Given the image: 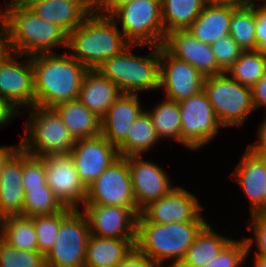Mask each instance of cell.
<instances>
[{"label": "cell", "instance_id": "obj_1", "mask_svg": "<svg viewBox=\"0 0 266 267\" xmlns=\"http://www.w3.org/2000/svg\"><path fill=\"white\" fill-rule=\"evenodd\" d=\"M5 1V6H0V20L9 51L27 56L54 53L56 47L68 51V33L64 29L38 17L23 1Z\"/></svg>", "mask_w": 266, "mask_h": 267}, {"label": "cell", "instance_id": "obj_2", "mask_svg": "<svg viewBox=\"0 0 266 267\" xmlns=\"http://www.w3.org/2000/svg\"><path fill=\"white\" fill-rule=\"evenodd\" d=\"M34 72L35 105L54 107L78 99L85 74L89 69L64 53L31 56Z\"/></svg>", "mask_w": 266, "mask_h": 267}, {"label": "cell", "instance_id": "obj_3", "mask_svg": "<svg viewBox=\"0 0 266 267\" xmlns=\"http://www.w3.org/2000/svg\"><path fill=\"white\" fill-rule=\"evenodd\" d=\"M207 221L158 224L139 214L135 248L157 267H177Z\"/></svg>", "mask_w": 266, "mask_h": 267}, {"label": "cell", "instance_id": "obj_4", "mask_svg": "<svg viewBox=\"0 0 266 267\" xmlns=\"http://www.w3.org/2000/svg\"><path fill=\"white\" fill-rule=\"evenodd\" d=\"M118 25L109 15L93 11L68 34V53L89 70L97 69L130 45Z\"/></svg>", "mask_w": 266, "mask_h": 267}, {"label": "cell", "instance_id": "obj_5", "mask_svg": "<svg viewBox=\"0 0 266 267\" xmlns=\"http://www.w3.org/2000/svg\"><path fill=\"white\" fill-rule=\"evenodd\" d=\"M138 47L144 48L146 45L130 44L118 55L105 60L96 70L114 83L122 93L138 94L153 90L159 92L160 46L147 45L146 48L152 51L144 57L134 53L138 52Z\"/></svg>", "mask_w": 266, "mask_h": 267}, {"label": "cell", "instance_id": "obj_6", "mask_svg": "<svg viewBox=\"0 0 266 267\" xmlns=\"http://www.w3.org/2000/svg\"><path fill=\"white\" fill-rule=\"evenodd\" d=\"M19 116L26 120L20 147L29 155L44 157L73 150L76 140L53 107L34 105Z\"/></svg>", "mask_w": 266, "mask_h": 267}, {"label": "cell", "instance_id": "obj_7", "mask_svg": "<svg viewBox=\"0 0 266 267\" xmlns=\"http://www.w3.org/2000/svg\"><path fill=\"white\" fill-rule=\"evenodd\" d=\"M130 44L162 46L166 37L161 0H131L109 15Z\"/></svg>", "mask_w": 266, "mask_h": 267}, {"label": "cell", "instance_id": "obj_8", "mask_svg": "<svg viewBox=\"0 0 266 267\" xmlns=\"http://www.w3.org/2000/svg\"><path fill=\"white\" fill-rule=\"evenodd\" d=\"M203 91L223 128L244 126L255 111L250 87L231 79L225 72L205 77Z\"/></svg>", "mask_w": 266, "mask_h": 267}, {"label": "cell", "instance_id": "obj_9", "mask_svg": "<svg viewBox=\"0 0 266 267\" xmlns=\"http://www.w3.org/2000/svg\"><path fill=\"white\" fill-rule=\"evenodd\" d=\"M181 117V145L199 151L223 128L206 94L201 92L178 102Z\"/></svg>", "mask_w": 266, "mask_h": 267}, {"label": "cell", "instance_id": "obj_10", "mask_svg": "<svg viewBox=\"0 0 266 267\" xmlns=\"http://www.w3.org/2000/svg\"><path fill=\"white\" fill-rule=\"evenodd\" d=\"M90 235L86 215L74 209L61 222L54 246L45 255L46 267H84Z\"/></svg>", "mask_w": 266, "mask_h": 267}, {"label": "cell", "instance_id": "obj_11", "mask_svg": "<svg viewBox=\"0 0 266 267\" xmlns=\"http://www.w3.org/2000/svg\"><path fill=\"white\" fill-rule=\"evenodd\" d=\"M0 97L18 114L35 105L31 56L11 51L3 56L0 60Z\"/></svg>", "mask_w": 266, "mask_h": 267}, {"label": "cell", "instance_id": "obj_12", "mask_svg": "<svg viewBox=\"0 0 266 267\" xmlns=\"http://www.w3.org/2000/svg\"><path fill=\"white\" fill-rule=\"evenodd\" d=\"M85 204L120 206L132 209L137 215L128 157H119L87 187Z\"/></svg>", "mask_w": 266, "mask_h": 267}, {"label": "cell", "instance_id": "obj_13", "mask_svg": "<svg viewBox=\"0 0 266 267\" xmlns=\"http://www.w3.org/2000/svg\"><path fill=\"white\" fill-rule=\"evenodd\" d=\"M42 158L48 187L65 207L82 208L86 201L87 188L79 179L70 153L50 154Z\"/></svg>", "mask_w": 266, "mask_h": 267}, {"label": "cell", "instance_id": "obj_14", "mask_svg": "<svg viewBox=\"0 0 266 267\" xmlns=\"http://www.w3.org/2000/svg\"><path fill=\"white\" fill-rule=\"evenodd\" d=\"M202 205L195 194L177 185L165 196L149 203L140 214L148 222L158 224L206 220L202 212L205 207Z\"/></svg>", "mask_w": 266, "mask_h": 267}, {"label": "cell", "instance_id": "obj_15", "mask_svg": "<svg viewBox=\"0 0 266 267\" xmlns=\"http://www.w3.org/2000/svg\"><path fill=\"white\" fill-rule=\"evenodd\" d=\"M205 77L160 46V85L166 99L180 102L203 90Z\"/></svg>", "mask_w": 266, "mask_h": 267}, {"label": "cell", "instance_id": "obj_16", "mask_svg": "<svg viewBox=\"0 0 266 267\" xmlns=\"http://www.w3.org/2000/svg\"><path fill=\"white\" fill-rule=\"evenodd\" d=\"M143 158V156L128 157L133 195L139 211L175 187L172 178L161 165Z\"/></svg>", "mask_w": 266, "mask_h": 267}, {"label": "cell", "instance_id": "obj_17", "mask_svg": "<svg viewBox=\"0 0 266 267\" xmlns=\"http://www.w3.org/2000/svg\"><path fill=\"white\" fill-rule=\"evenodd\" d=\"M90 234L101 238L136 239L138 215L130 208L84 204Z\"/></svg>", "mask_w": 266, "mask_h": 267}, {"label": "cell", "instance_id": "obj_18", "mask_svg": "<svg viewBox=\"0 0 266 267\" xmlns=\"http://www.w3.org/2000/svg\"><path fill=\"white\" fill-rule=\"evenodd\" d=\"M70 155L86 188L120 157L117 148L102 135L76 140Z\"/></svg>", "mask_w": 266, "mask_h": 267}, {"label": "cell", "instance_id": "obj_19", "mask_svg": "<svg viewBox=\"0 0 266 267\" xmlns=\"http://www.w3.org/2000/svg\"><path fill=\"white\" fill-rule=\"evenodd\" d=\"M162 46L172 56L195 67L204 77L224 73L216 62L211 45L197 40L188 29L169 32Z\"/></svg>", "mask_w": 266, "mask_h": 267}, {"label": "cell", "instance_id": "obj_20", "mask_svg": "<svg viewBox=\"0 0 266 267\" xmlns=\"http://www.w3.org/2000/svg\"><path fill=\"white\" fill-rule=\"evenodd\" d=\"M38 17L60 26L68 34L93 12L87 0H22Z\"/></svg>", "mask_w": 266, "mask_h": 267}, {"label": "cell", "instance_id": "obj_21", "mask_svg": "<svg viewBox=\"0 0 266 267\" xmlns=\"http://www.w3.org/2000/svg\"><path fill=\"white\" fill-rule=\"evenodd\" d=\"M139 96L121 93L101 118V135L116 148L125 140L130 126L145 110Z\"/></svg>", "mask_w": 266, "mask_h": 267}, {"label": "cell", "instance_id": "obj_22", "mask_svg": "<svg viewBox=\"0 0 266 267\" xmlns=\"http://www.w3.org/2000/svg\"><path fill=\"white\" fill-rule=\"evenodd\" d=\"M230 174L250 202V214L261 204L266 189V160L247 146L240 161Z\"/></svg>", "mask_w": 266, "mask_h": 267}, {"label": "cell", "instance_id": "obj_23", "mask_svg": "<svg viewBox=\"0 0 266 267\" xmlns=\"http://www.w3.org/2000/svg\"><path fill=\"white\" fill-rule=\"evenodd\" d=\"M25 191L22 182V148L19 147L4 163L0 174V213L22 216Z\"/></svg>", "mask_w": 266, "mask_h": 267}, {"label": "cell", "instance_id": "obj_24", "mask_svg": "<svg viewBox=\"0 0 266 267\" xmlns=\"http://www.w3.org/2000/svg\"><path fill=\"white\" fill-rule=\"evenodd\" d=\"M122 92L96 69L89 70L80 88L79 101L102 118Z\"/></svg>", "mask_w": 266, "mask_h": 267}, {"label": "cell", "instance_id": "obj_25", "mask_svg": "<svg viewBox=\"0 0 266 267\" xmlns=\"http://www.w3.org/2000/svg\"><path fill=\"white\" fill-rule=\"evenodd\" d=\"M53 108L75 140L101 135V118L90 111L79 99L59 103Z\"/></svg>", "mask_w": 266, "mask_h": 267}, {"label": "cell", "instance_id": "obj_26", "mask_svg": "<svg viewBox=\"0 0 266 267\" xmlns=\"http://www.w3.org/2000/svg\"><path fill=\"white\" fill-rule=\"evenodd\" d=\"M136 239L101 238L90 235L84 267H116L135 247Z\"/></svg>", "mask_w": 266, "mask_h": 267}, {"label": "cell", "instance_id": "obj_27", "mask_svg": "<svg viewBox=\"0 0 266 267\" xmlns=\"http://www.w3.org/2000/svg\"><path fill=\"white\" fill-rule=\"evenodd\" d=\"M232 7L206 4L188 31L200 42L212 45L230 33Z\"/></svg>", "mask_w": 266, "mask_h": 267}, {"label": "cell", "instance_id": "obj_28", "mask_svg": "<svg viewBox=\"0 0 266 267\" xmlns=\"http://www.w3.org/2000/svg\"><path fill=\"white\" fill-rule=\"evenodd\" d=\"M209 223L208 221L198 233L177 267H205L233 239L232 236L221 235L218 231H214L215 228Z\"/></svg>", "mask_w": 266, "mask_h": 267}, {"label": "cell", "instance_id": "obj_29", "mask_svg": "<svg viewBox=\"0 0 266 267\" xmlns=\"http://www.w3.org/2000/svg\"><path fill=\"white\" fill-rule=\"evenodd\" d=\"M157 142L161 143V140L153 127L150 114L145 109L130 126L125 140L117 147V151L121 157L143 156L146 152L149 153Z\"/></svg>", "mask_w": 266, "mask_h": 267}, {"label": "cell", "instance_id": "obj_30", "mask_svg": "<svg viewBox=\"0 0 266 267\" xmlns=\"http://www.w3.org/2000/svg\"><path fill=\"white\" fill-rule=\"evenodd\" d=\"M205 5V0H161L165 34L173 30L188 29Z\"/></svg>", "mask_w": 266, "mask_h": 267}, {"label": "cell", "instance_id": "obj_31", "mask_svg": "<svg viewBox=\"0 0 266 267\" xmlns=\"http://www.w3.org/2000/svg\"><path fill=\"white\" fill-rule=\"evenodd\" d=\"M153 106L149 110L147 108V111L160 140L164 138L181 145V117L178 102L164 98Z\"/></svg>", "mask_w": 266, "mask_h": 267}, {"label": "cell", "instance_id": "obj_32", "mask_svg": "<svg viewBox=\"0 0 266 267\" xmlns=\"http://www.w3.org/2000/svg\"><path fill=\"white\" fill-rule=\"evenodd\" d=\"M225 73L231 79L251 88L266 73V52L244 51Z\"/></svg>", "mask_w": 266, "mask_h": 267}, {"label": "cell", "instance_id": "obj_33", "mask_svg": "<svg viewBox=\"0 0 266 267\" xmlns=\"http://www.w3.org/2000/svg\"><path fill=\"white\" fill-rule=\"evenodd\" d=\"M3 241L24 251H38L37 234L31 217L7 216L3 225Z\"/></svg>", "mask_w": 266, "mask_h": 267}, {"label": "cell", "instance_id": "obj_34", "mask_svg": "<svg viewBox=\"0 0 266 267\" xmlns=\"http://www.w3.org/2000/svg\"><path fill=\"white\" fill-rule=\"evenodd\" d=\"M255 28L254 2L244 7L232 8L229 34L244 51L257 50Z\"/></svg>", "mask_w": 266, "mask_h": 267}, {"label": "cell", "instance_id": "obj_35", "mask_svg": "<svg viewBox=\"0 0 266 267\" xmlns=\"http://www.w3.org/2000/svg\"><path fill=\"white\" fill-rule=\"evenodd\" d=\"M65 208L48 185H45L41 188H29L25 192L22 216L51 215Z\"/></svg>", "mask_w": 266, "mask_h": 267}, {"label": "cell", "instance_id": "obj_36", "mask_svg": "<svg viewBox=\"0 0 266 267\" xmlns=\"http://www.w3.org/2000/svg\"><path fill=\"white\" fill-rule=\"evenodd\" d=\"M74 209L65 208L63 211L51 215H38L31 217L34 222L38 251L46 255L54 246V242L58 236L61 222L73 211Z\"/></svg>", "mask_w": 266, "mask_h": 267}, {"label": "cell", "instance_id": "obj_37", "mask_svg": "<svg viewBox=\"0 0 266 267\" xmlns=\"http://www.w3.org/2000/svg\"><path fill=\"white\" fill-rule=\"evenodd\" d=\"M0 267H46L45 255L24 251L0 241Z\"/></svg>", "mask_w": 266, "mask_h": 267}, {"label": "cell", "instance_id": "obj_38", "mask_svg": "<svg viewBox=\"0 0 266 267\" xmlns=\"http://www.w3.org/2000/svg\"><path fill=\"white\" fill-rule=\"evenodd\" d=\"M22 182L24 191L47 185L46 168L42 157L29 155L22 149Z\"/></svg>", "mask_w": 266, "mask_h": 267}, {"label": "cell", "instance_id": "obj_39", "mask_svg": "<svg viewBox=\"0 0 266 267\" xmlns=\"http://www.w3.org/2000/svg\"><path fill=\"white\" fill-rule=\"evenodd\" d=\"M243 238L232 239L205 267H242L246 266L245 257L248 251L247 244Z\"/></svg>", "mask_w": 266, "mask_h": 267}, {"label": "cell", "instance_id": "obj_40", "mask_svg": "<svg viewBox=\"0 0 266 267\" xmlns=\"http://www.w3.org/2000/svg\"><path fill=\"white\" fill-rule=\"evenodd\" d=\"M249 220L246 221L247 227L246 229L253 236L244 237L247 249L253 256H257L263 259H266V216L263 215H250ZM256 246V248H255ZM254 247V251L252 250ZM252 251L254 252L252 254Z\"/></svg>", "mask_w": 266, "mask_h": 267}, {"label": "cell", "instance_id": "obj_41", "mask_svg": "<svg viewBox=\"0 0 266 267\" xmlns=\"http://www.w3.org/2000/svg\"><path fill=\"white\" fill-rule=\"evenodd\" d=\"M211 49L219 68L223 72H226L244 52L230 34L214 42Z\"/></svg>", "mask_w": 266, "mask_h": 267}, {"label": "cell", "instance_id": "obj_42", "mask_svg": "<svg viewBox=\"0 0 266 267\" xmlns=\"http://www.w3.org/2000/svg\"><path fill=\"white\" fill-rule=\"evenodd\" d=\"M254 13L257 50L266 52V6L262 2H254Z\"/></svg>", "mask_w": 266, "mask_h": 267}, {"label": "cell", "instance_id": "obj_43", "mask_svg": "<svg viewBox=\"0 0 266 267\" xmlns=\"http://www.w3.org/2000/svg\"><path fill=\"white\" fill-rule=\"evenodd\" d=\"M116 267H157L147 256L135 247Z\"/></svg>", "mask_w": 266, "mask_h": 267}, {"label": "cell", "instance_id": "obj_44", "mask_svg": "<svg viewBox=\"0 0 266 267\" xmlns=\"http://www.w3.org/2000/svg\"><path fill=\"white\" fill-rule=\"evenodd\" d=\"M252 101L255 110L258 108H266V73L265 75L251 88Z\"/></svg>", "mask_w": 266, "mask_h": 267}, {"label": "cell", "instance_id": "obj_45", "mask_svg": "<svg viewBox=\"0 0 266 267\" xmlns=\"http://www.w3.org/2000/svg\"><path fill=\"white\" fill-rule=\"evenodd\" d=\"M257 133L255 142L249 143L247 147L255 154L262 156L266 152V120L261 121Z\"/></svg>", "mask_w": 266, "mask_h": 267}, {"label": "cell", "instance_id": "obj_46", "mask_svg": "<svg viewBox=\"0 0 266 267\" xmlns=\"http://www.w3.org/2000/svg\"><path fill=\"white\" fill-rule=\"evenodd\" d=\"M131 0H97L93 11L101 15H110L117 7Z\"/></svg>", "mask_w": 266, "mask_h": 267}, {"label": "cell", "instance_id": "obj_47", "mask_svg": "<svg viewBox=\"0 0 266 267\" xmlns=\"http://www.w3.org/2000/svg\"><path fill=\"white\" fill-rule=\"evenodd\" d=\"M18 116L17 111L0 97V129L4 125L8 126V123L11 124L12 120Z\"/></svg>", "mask_w": 266, "mask_h": 267}, {"label": "cell", "instance_id": "obj_48", "mask_svg": "<svg viewBox=\"0 0 266 267\" xmlns=\"http://www.w3.org/2000/svg\"><path fill=\"white\" fill-rule=\"evenodd\" d=\"M206 4L214 6H229L232 8H240L249 5V0H205Z\"/></svg>", "mask_w": 266, "mask_h": 267}, {"label": "cell", "instance_id": "obj_49", "mask_svg": "<svg viewBox=\"0 0 266 267\" xmlns=\"http://www.w3.org/2000/svg\"><path fill=\"white\" fill-rule=\"evenodd\" d=\"M20 147V143L17 145H7V146H1L0 145V174L3 168L4 163L6 160Z\"/></svg>", "mask_w": 266, "mask_h": 267}, {"label": "cell", "instance_id": "obj_50", "mask_svg": "<svg viewBox=\"0 0 266 267\" xmlns=\"http://www.w3.org/2000/svg\"><path fill=\"white\" fill-rule=\"evenodd\" d=\"M9 51L7 45V35L2 21L0 20V60Z\"/></svg>", "mask_w": 266, "mask_h": 267}, {"label": "cell", "instance_id": "obj_51", "mask_svg": "<svg viewBox=\"0 0 266 267\" xmlns=\"http://www.w3.org/2000/svg\"><path fill=\"white\" fill-rule=\"evenodd\" d=\"M251 259V267H266V259L257 257V256H253V260L252 257L250 256V252L247 251L246 253V257H245V262H247L248 266L250 265V260ZM253 265V266H252Z\"/></svg>", "mask_w": 266, "mask_h": 267}, {"label": "cell", "instance_id": "obj_52", "mask_svg": "<svg viewBox=\"0 0 266 267\" xmlns=\"http://www.w3.org/2000/svg\"><path fill=\"white\" fill-rule=\"evenodd\" d=\"M249 215H263V216H266V189L264 191L261 204Z\"/></svg>", "mask_w": 266, "mask_h": 267}, {"label": "cell", "instance_id": "obj_53", "mask_svg": "<svg viewBox=\"0 0 266 267\" xmlns=\"http://www.w3.org/2000/svg\"><path fill=\"white\" fill-rule=\"evenodd\" d=\"M5 217L0 213V241L3 240V225Z\"/></svg>", "mask_w": 266, "mask_h": 267}, {"label": "cell", "instance_id": "obj_54", "mask_svg": "<svg viewBox=\"0 0 266 267\" xmlns=\"http://www.w3.org/2000/svg\"><path fill=\"white\" fill-rule=\"evenodd\" d=\"M92 6H94L97 2V0H87Z\"/></svg>", "mask_w": 266, "mask_h": 267}, {"label": "cell", "instance_id": "obj_55", "mask_svg": "<svg viewBox=\"0 0 266 267\" xmlns=\"http://www.w3.org/2000/svg\"><path fill=\"white\" fill-rule=\"evenodd\" d=\"M249 1H250V2H256V1H257V2H258V1H261V2H262L263 0H249Z\"/></svg>", "mask_w": 266, "mask_h": 267}, {"label": "cell", "instance_id": "obj_56", "mask_svg": "<svg viewBox=\"0 0 266 267\" xmlns=\"http://www.w3.org/2000/svg\"><path fill=\"white\" fill-rule=\"evenodd\" d=\"M264 112H265L264 114L265 116H263L264 117L263 119L266 120V108L264 109Z\"/></svg>", "mask_w": 266, "mask_h": 267}, {"label": "cell", "instance_id": "obj_57", "mask_svg": "<svg viewBox=\"0 0 266 267\" xmlns=\"http://www.w3.org/2000/svg\"><path fill=\"white\" fill-rule=\"evenodd\" d=\"M262 157L266 160V152L262 155Z\"/></svg>", "mask_w": 266, "mask_h": 267}, {"label": "cell", "instance_id": "obj_58", "mask_svg": "<svg viewBox=\"0 0 266 267\" xmlns=\"http://www.w3.org/2000/svg\"><path fill=\"white\" fill-rule=\"evenodd\" d=\"M262 3L266 6V0H263Z\"/></svg>", "mask_w": 266, "mask_h": 267}]
</instances>
